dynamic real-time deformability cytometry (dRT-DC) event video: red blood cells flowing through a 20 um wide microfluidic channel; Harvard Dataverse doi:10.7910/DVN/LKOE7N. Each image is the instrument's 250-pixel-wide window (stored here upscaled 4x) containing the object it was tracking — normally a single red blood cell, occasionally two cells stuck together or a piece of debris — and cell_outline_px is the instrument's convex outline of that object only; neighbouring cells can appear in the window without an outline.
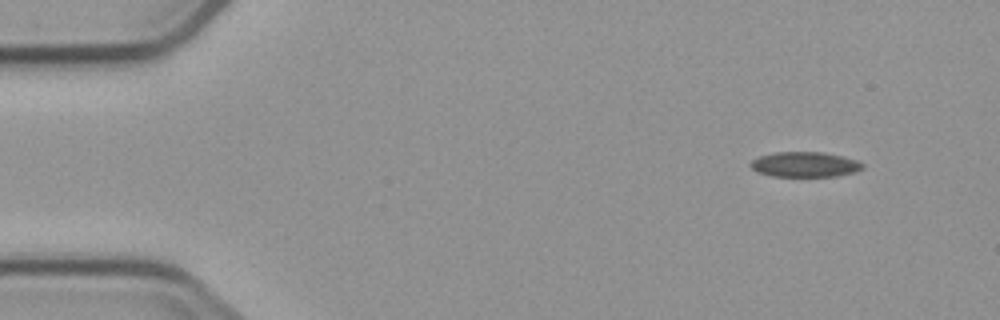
{"species": "common noctule bat (a hibernating species)", "species_latin": "Nyctalus noctula", "temperature_condition": "cold", "stored_images_in_passage": 4, "camera_frame_rate_fps": 3000, "um_per_image_px": 0.085, "animal": {"sex": "male", "body_mass_g": 23.1, "forearm_length_mm": 52.7}, "frame": {"image": 1, "passage_image": 1, "time_ms": 0.0, "image_size_px": [1000, 320], "cell_outline_px": [[864, 168], [856, 172], [836, 176], [772, 176], [756, 172], [748, 164], [752, 160], [760, 156], [776, 152], [824, 152], [844, 156], [856, 160], [864, 164]], "centroid_in_image_um": [68.43, 13.98], "position_along_channel_um": 16.6, "area_um2": 16.53}}
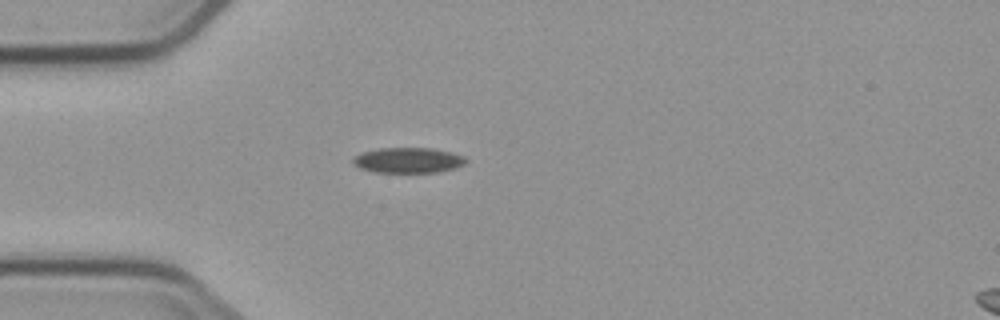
{"frame": {"image": 2, "passage_image": 4, "time_ms": 3.333, "image_size_px": [1000, 320], "cell_outline_px": [[468, 160], [464, 164], [456, 168], [436, 172], [376, 172], [360, 168], [352, 164], [352, 160], [360, 152], [380, 148], [432, 148], [452, 152], [464, 156]], "centroid_in_image_um": [34.7, 13.61], "position_along_channel_um": 50.3, "area_um2": 16.76}}